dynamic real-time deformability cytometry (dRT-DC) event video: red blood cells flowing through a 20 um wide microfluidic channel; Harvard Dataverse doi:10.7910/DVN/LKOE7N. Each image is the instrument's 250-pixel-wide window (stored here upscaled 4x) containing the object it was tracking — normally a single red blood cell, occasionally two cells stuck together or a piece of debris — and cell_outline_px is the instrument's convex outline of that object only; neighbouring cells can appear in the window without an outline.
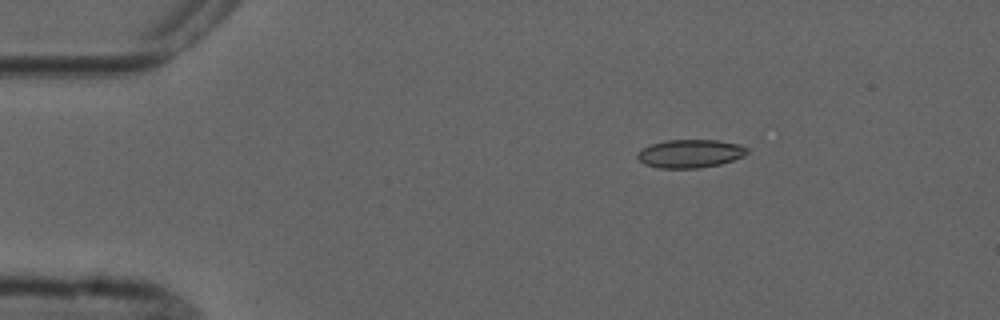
{"species": "common noctule bat (a hibernating species)", "species_latin": "Nyctalus noctula", "temperature_condition": "cold", "stored_images_in_passage": 5, "camera_frame_rate_fps": 3000, "um_per_image_px": 0.085, "animal": {"sex": "male", "forearm_length_mm": 52.5}, "frame": {"image": 1, "passage_image": 2, "time_ms": 2.0, "image_size_px": [1000, 320], "cell_outline_px": [[748, 152], [744, 156], [720, 164], [700, 168], [660, 168], [644, 164], [636, 156], [636, 152], [640, 148], [664, 140], [720, 140], [740, 144], [748, 148]], "centroid_in_image_um": [58.65, 13.05], "position_along_channel_um": 26.3, "area_um2": 18.26}}
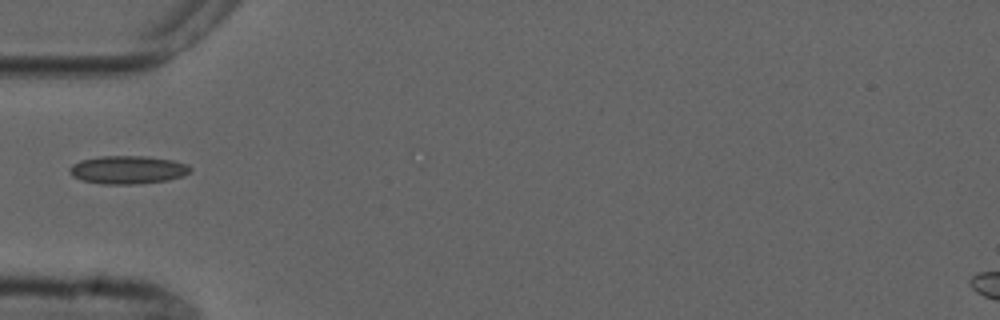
{"frame": {"image": 2, "passage_image": 4, "time_ms": 5.0, "image_size_px": [1000, 320], "cell_outline_px": [[192, 168], [184, 176], [168, 180], [136, 184], [100, 184], [80, 180], [72, 176], [68, 172], [68, 168], [72, 164], [80, 160], [100, 156], [148, 156], [172, 160], [188, 164]], "centroid_in_image_um": [10.83, 14.43], "position_along_channel_um": 74.2, "area_um2": 20.06}}